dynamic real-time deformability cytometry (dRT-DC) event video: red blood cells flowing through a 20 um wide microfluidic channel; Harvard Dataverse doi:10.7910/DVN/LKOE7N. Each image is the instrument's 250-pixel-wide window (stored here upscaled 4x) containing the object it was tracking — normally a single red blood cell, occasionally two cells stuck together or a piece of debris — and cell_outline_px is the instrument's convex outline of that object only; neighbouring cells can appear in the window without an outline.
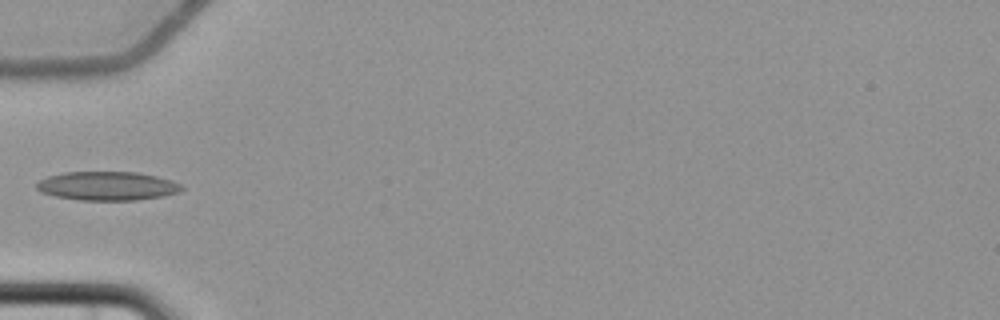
{"species": "common noctule bat (a hibernating species)", "species_latin": "Nyctalus noctula", "temperature_condition": "cold", "stored_images_in_passage": 2, "camera_frame_rate_fps": 3000, "um_per_image_px": 0.085, "animal": {"sex": "female", "body_mass_g": 22.7, "forearm_length_mm": 54.2}, "frame": {"image": 1, "passage_image": 1, "time_ms": 0.0, "image_size_px": [1000, 320], "cell_outline_px": [[184, 188], [176, 192], [164, 196], [136, 200], [80, 200], [56, 196], [40, 192], [36, 188], [36, 184], [40, 180], [48, 176], [64, 172], [136, 172], [156, 176], [172, 180], [180, 184]], "centroid_in_image_um": [9.11, 15.8], "position_along_channel_um": 75.9, "area_um2": 24.28}}
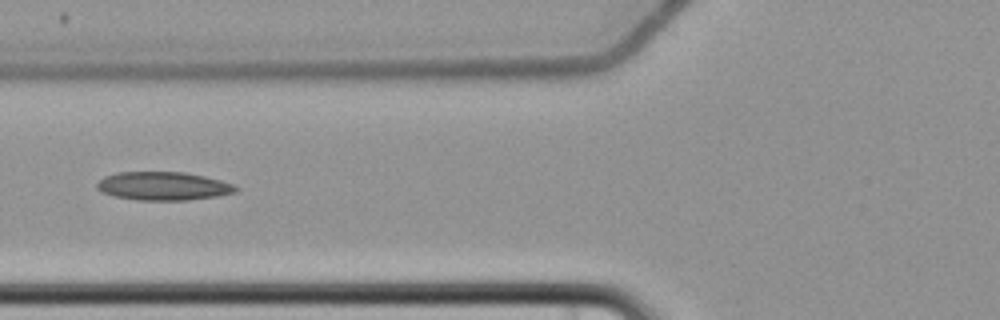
{"frame": {"image": 2, "passage_image": 2, "time_ms": 1.0, "image_size_px": [1000, 320], "cell_outline_px": [[240, 188], [236, 192], [216, 196], [188, 200], [136, 200], [112, 196], [100, 192], [96, 188], [96, 184], [104, 176], [116, 172], [184, 172], [204, 176], [236, 184]], "centroid_in_image_um": [13.87, 15.81], "position_along_channel_um": 111.9, "area_um2": 23.24}}